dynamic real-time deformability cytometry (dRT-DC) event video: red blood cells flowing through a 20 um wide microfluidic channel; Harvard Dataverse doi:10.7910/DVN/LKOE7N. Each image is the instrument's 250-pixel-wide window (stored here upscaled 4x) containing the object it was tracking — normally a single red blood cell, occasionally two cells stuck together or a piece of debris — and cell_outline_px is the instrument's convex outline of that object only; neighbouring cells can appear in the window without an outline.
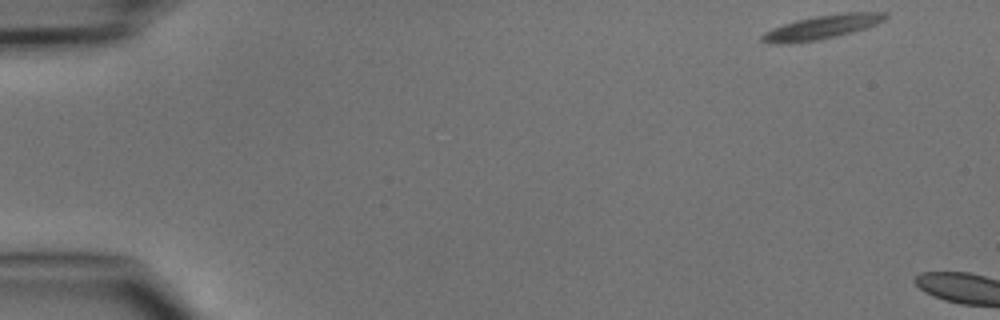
{"species": "common noctule bat (a hibernating species)", "species_latin": "Nyctalus noctula", "temperature_condition": "cold", "stored_images_in_passage": 12, "camera_frame_rate_fps": 3000, "um_per_image_px": 0.085, "animal": {"sex": "male", "body_mass_g": 15.6}, "frame": {"image": 1, "passage_image": 1, "time_ms": 0.0, "image_size_px": [1000, 320], "cell_outline_px": [[888, 16], [884, 20], [876, 24], [852, 32], [836, 36], [816, 40], [792, 44], [768, 44], [760, 40], [760, 36], [764, 32], [772, 28], [796, 20], [816, 16], [844, 12], [888, 12]], "centroid_in_image_um": [69.82, 2.32], "position_along_channel_um": 15.2, "area_um2": 17.28}}
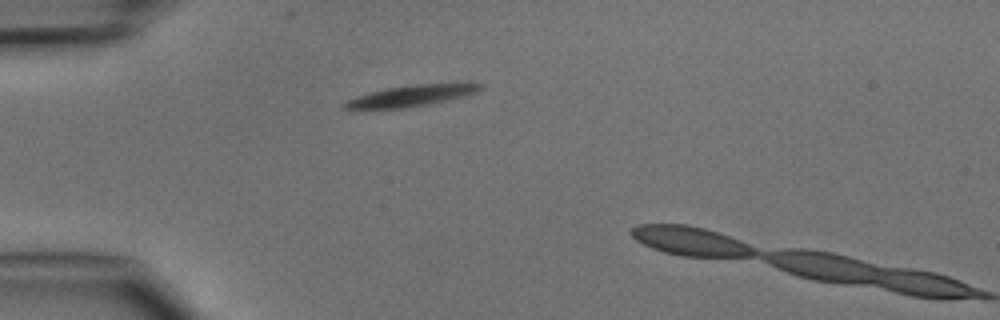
{"frame": {"image": 2, "passage_image": 11, "time_ms": 3.333, "image_size_px": [1000, 320], "cell_outline_px": [[484, 88], [476, 92], [464, 96], [428, 104], [404, 108], [344, 108], [340, 104], [356, 96], [368, 92], [384, 88], [416, 84], [472, 80], [484, 84]], "centroid_in_image_um": [35.14, 8.07], "position_along_channel_um": 49.9, "area_um2": 17.34}}